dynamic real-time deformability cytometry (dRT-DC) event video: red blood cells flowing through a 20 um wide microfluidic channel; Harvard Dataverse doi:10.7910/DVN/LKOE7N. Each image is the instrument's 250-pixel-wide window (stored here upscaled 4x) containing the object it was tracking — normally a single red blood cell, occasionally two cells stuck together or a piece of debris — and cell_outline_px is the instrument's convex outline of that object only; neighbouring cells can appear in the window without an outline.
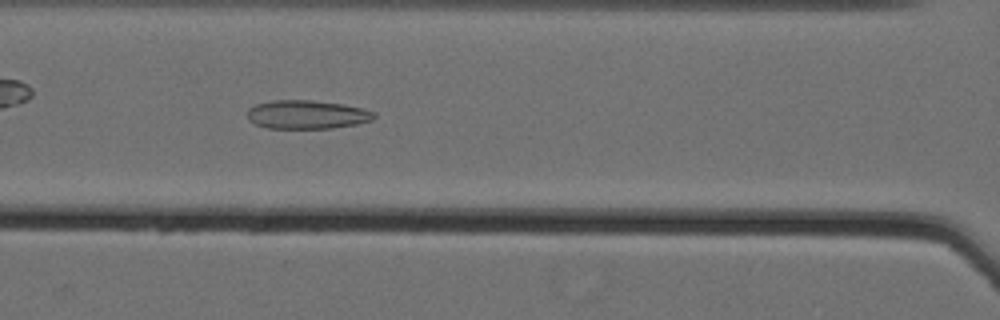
{"species": "Egyptian fruit bat (a non-hibernating species)", "species_latin": "Rousettus aegyptiacus", "temperature_condition": "cold", "stored_images_in_passage": 61, "camera_frame_rate_fps": 3000, "um_per_image_px": 0.085, "animal": {"sex": "female"}, "frame": {"image": 1, "passage_image": 31, "time_ms": 10.0, "image_size_px": [1000, 320], "cell_outline_px": [[376, 116], [372, 120], [356, 124], [332, 128], [268, 128], [256, 124], [248, 120], [248, 108], [256, 104], [272, 100], [308, 100], [340, 104], [364, 108], [376, 112]], "centroid_in_image_um": [26.09, 9.73], "position_along_channel_um": 140.5, "area_um2": 21.1}}
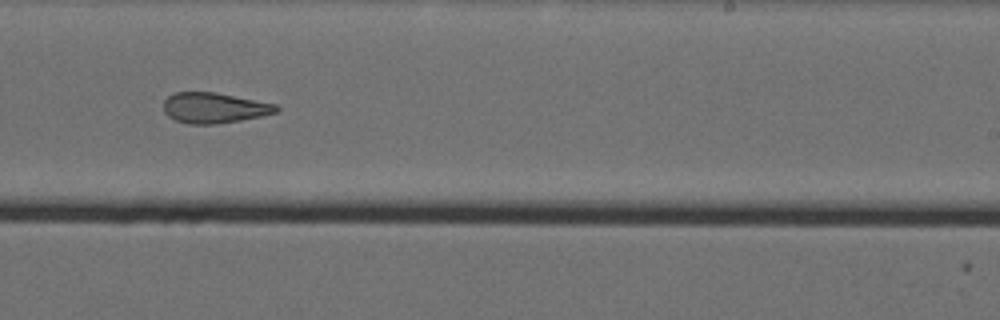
{"frame": {"image": 2, "passage_image": 42, "time_ms": 13.667, "image_size_px": [1000, 320], "cell_outline_px": [[280, 108], [276, 112], [260, 116], [240, 120], [216, 124], [188, 124], [176, 120], [168, 116], [164, 112], [164, 100], [172, 92], [216, 92], [276, 104]], "centroid_in_image_um": [18.18, 9.16], "position_along_channel_um": 270.8, "area_um2": 20.0}}
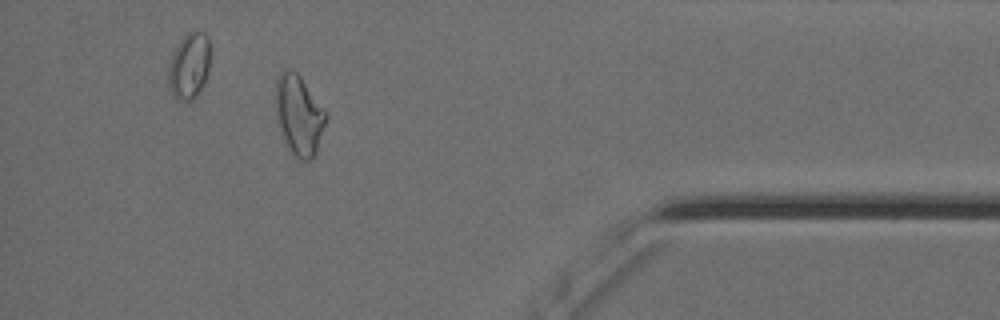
{"frame": {"image": 3, "passage_image": 56, "time_ms": 18.333, "image_size_px": [1000, 320], "cell_outline_px": [[328, 116], [316, 152], [308, 160], [300, 160], [292, 156], [276, 124], [276, 80], [280, 72], [288, 68], [292, 68], [300, 76], [328, 112]], "centroid_in_image_um": [25.4, 9.78], "position_along_channel_um": 409.8, "area_um2": 23.81}, "authors_computed_cell_mechanics": {"area_um2": 23.8136, "velocity_mm_per_s": 3.5719, "shape_relaxation_time_tau1_ms": null, "shape_relaxation_time_tau2_ms": 2.6454, "deformation_change_tau1": null, "deformation_change_tau2": 0.1174}}